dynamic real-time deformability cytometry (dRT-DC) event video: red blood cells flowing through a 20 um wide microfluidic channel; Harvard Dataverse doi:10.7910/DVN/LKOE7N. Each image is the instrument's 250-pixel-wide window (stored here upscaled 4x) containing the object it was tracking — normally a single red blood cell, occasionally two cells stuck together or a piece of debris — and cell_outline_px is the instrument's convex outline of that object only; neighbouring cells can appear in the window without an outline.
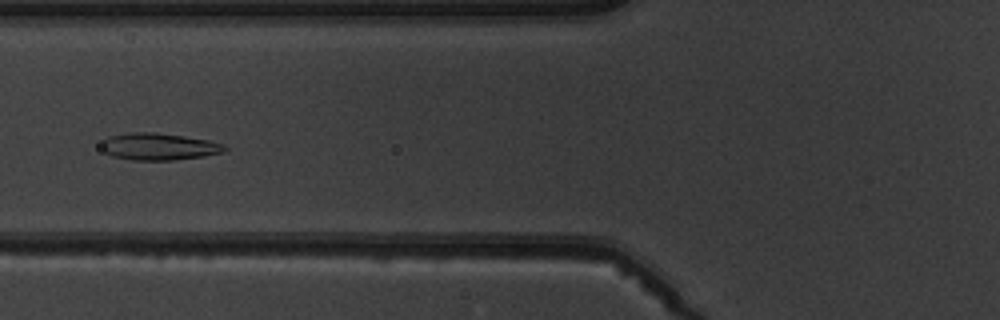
{"species": "common noctule bat (a hibernating species)", "species_latin": "Nyctalus noctula", "temperature_condition": "warm", "stored_images_in_passage": 8, "camera_frame_rate_fps": 3000, "um_per_image_px": 0.085, "animal": {"sex": "male", "body_mass_g": 19.5, "forearm_length_mm": 54.6}, "frame": {"image": 1, "passage_image": 6, "time_ms": 6.667, "image_size_px": [1000, 320], "cell_outline_px": [[228, 148], [224, 152], [204, 156], [172, 160], [132, 160], [112, 156], [104, 152], [104, 140], [108, 136], [132, 132], [156, 132], [184, 136], [208, 140], [224, 144]], "centroid_in_image_um": [13.54, 12.46], "position_along_channel_um": 112.3, "area_um2": 19.31}}
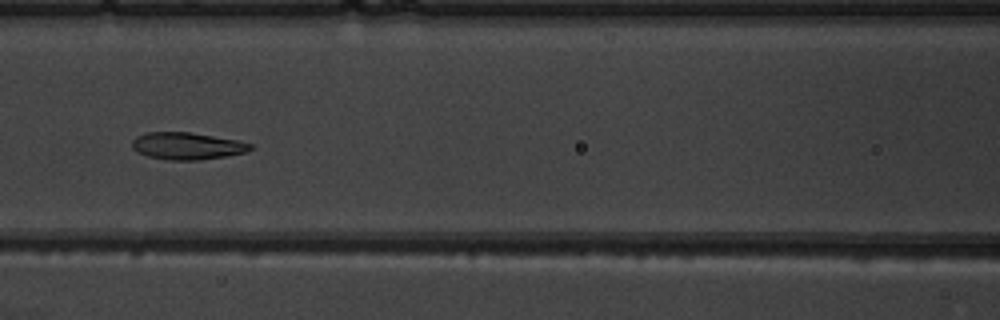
{"frame": {"image": 2, "passage_image": 7, "time_ms": 7.667, "image_size_px": [1000, 320], "cell_outline_px": [[252, 148], [248, 152], [200, 160], [168, 160], [148, 156], [136, 152], [132, 148], [132, 140], [136, 136], [148, 132], [188, 132], [240, 140], [252, 144]], "centroid_in_image_um": [15.9, 12.4], "position_along_channel_um": 150.7, "area_um2": 18.79}}
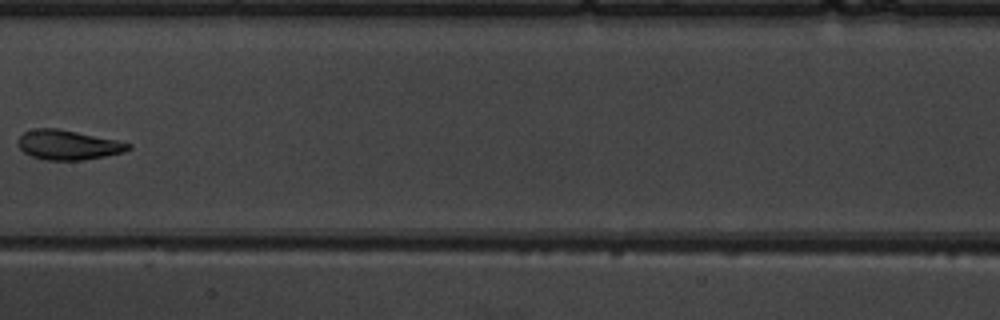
{"frame": {"image": 3, "passage_image": 8, "time_ms": 9.0, "image_size_px": [1000, 320], "cell_outline_px": [[132, 148], [124, 152], [104, 156], [80, 160], [44, 160], [32, 156], [24, 152], [16, 144], [16, 140], [24, 132], [36, 128], [56, 128], [116, 140], [132, 144]], "centroid_in_image_um": [5.75, 12.32], "position_along_channel_um": 201.6, "area_um2": 18.96}}